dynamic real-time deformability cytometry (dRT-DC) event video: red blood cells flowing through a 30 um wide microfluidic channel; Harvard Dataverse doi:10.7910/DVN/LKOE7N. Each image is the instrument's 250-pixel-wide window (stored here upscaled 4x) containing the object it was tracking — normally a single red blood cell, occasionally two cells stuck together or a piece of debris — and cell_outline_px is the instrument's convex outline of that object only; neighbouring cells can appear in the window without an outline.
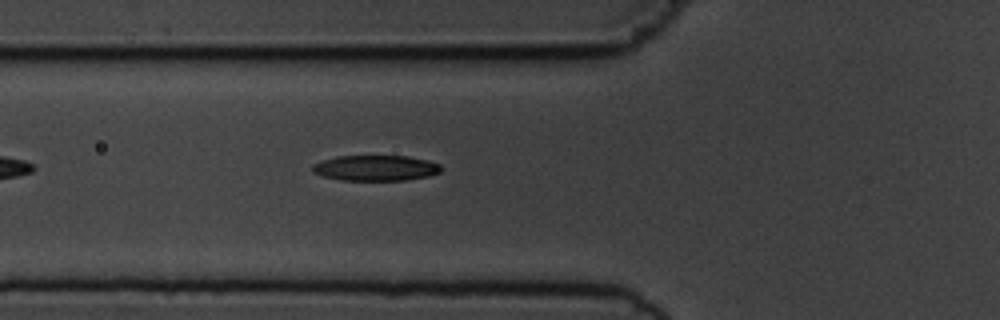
{"species": "common noctule bat (a hibernating species)", "species_latin": "Nyctalus noctula", "temperature_condition": "cold", "stored_images_in_passage": 4, "camera_frame_rate_fps": 3000, "um_per_image_px": 0.085, "animal": {"sex": "male", "body_mass_g": 19.5, "forearm_length_mm": 54.6}, "frame": {"image": 1, "passage_image": 4, "time_ms": 4.333, "image_size_px": [1000, 320], "cell_outline_px": [[444, 168], [440, 172], [428, 176], [404, 180], [340, 180], [324, 176], [312, 172], [312, 164], [336, 156], [408, 156], [428, 160], [440, 164]], "centroid_in_image_um": [31.95, 14.27], "position_along_channel_um": 93.8, "area_um2": 19.19}}